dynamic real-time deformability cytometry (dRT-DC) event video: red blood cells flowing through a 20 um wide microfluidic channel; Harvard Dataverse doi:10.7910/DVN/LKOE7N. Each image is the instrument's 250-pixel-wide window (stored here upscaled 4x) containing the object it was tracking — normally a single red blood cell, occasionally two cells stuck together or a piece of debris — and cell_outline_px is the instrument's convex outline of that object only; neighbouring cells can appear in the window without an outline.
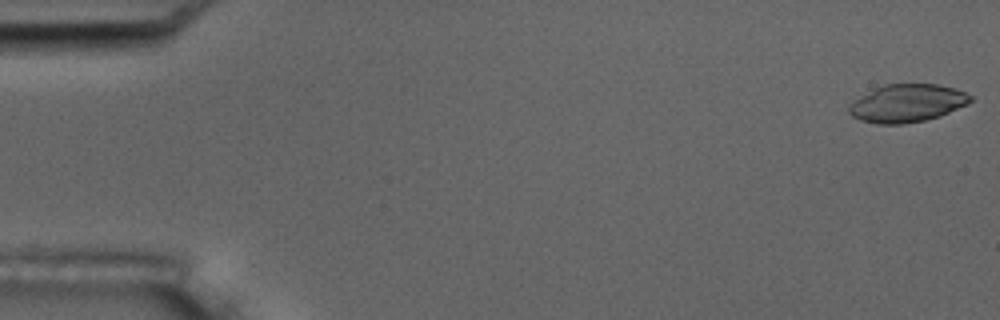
{"species": "common noctule bat (a hibernating species)", "species_latin": "Nyctalus noctula", "temperature_condition": "room temperature", "stored_images_in_passage": 4, "camera_frame_rate_fps": 3000, "um_per_image_px": 0.085, "animal": {"sex": "male", "body_mass_g": 17.5, "forearm_length_mm": 52.3}, "frame": {"image": 1, "passage_image": 1, "time_ms": 0.0, "image_size_px": [1000, 320], "cell_outline_px": [[972, 100], [968, 104], [940, 116], [924, 120], [904, 124], [876, 124], [860, 120], [852, 116], [848, 112], [848, 104], [876, 88], [884, 84], [936, 84], [956, 88], [972, 96]], "centroid_in_image_um": [77.11, 8.78], "position_along_channel_um": 7.9, "area_um2": 26.76}}